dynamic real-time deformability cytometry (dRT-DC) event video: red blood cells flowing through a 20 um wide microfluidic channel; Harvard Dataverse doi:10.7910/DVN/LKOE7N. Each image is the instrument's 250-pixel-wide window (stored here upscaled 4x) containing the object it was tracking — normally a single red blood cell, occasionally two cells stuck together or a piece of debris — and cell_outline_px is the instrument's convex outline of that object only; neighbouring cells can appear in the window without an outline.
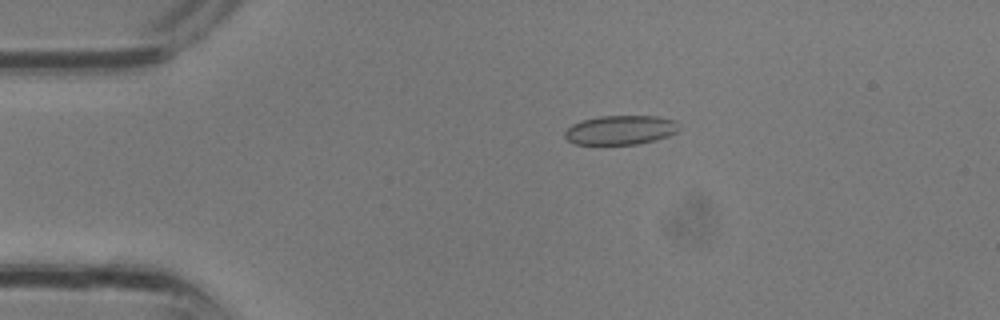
{"species": "common noctule bat (a hibernating species)", "species_latin": "Nyctalus noctula", "temperature_condition": "room temperature", "stored_images_in_passage": 2, "camera_frame_rate_fps": 3000, "um_per_image_px": 0.085, "animal": {"sex": "male", "body_mass_g": 13.3}, "frame": {"image": 1, "passage_image": 2, "time_ms": 0.333, "image_size_px": [1000, 320], "cell_outline_px": [[680, 128], [676, 132], [668, 136], [656, 140], [636, 144], [576, 144], [568, 140], [564, 136], [564, 132], [572, 124], [580, 120], [600, 116], [660, 116], [676, 120], [680, 124]], "centroid_in_image_um": [52.77, 11.04], "position_along_channel_um": 32.2, "area_um2": 19.65}}